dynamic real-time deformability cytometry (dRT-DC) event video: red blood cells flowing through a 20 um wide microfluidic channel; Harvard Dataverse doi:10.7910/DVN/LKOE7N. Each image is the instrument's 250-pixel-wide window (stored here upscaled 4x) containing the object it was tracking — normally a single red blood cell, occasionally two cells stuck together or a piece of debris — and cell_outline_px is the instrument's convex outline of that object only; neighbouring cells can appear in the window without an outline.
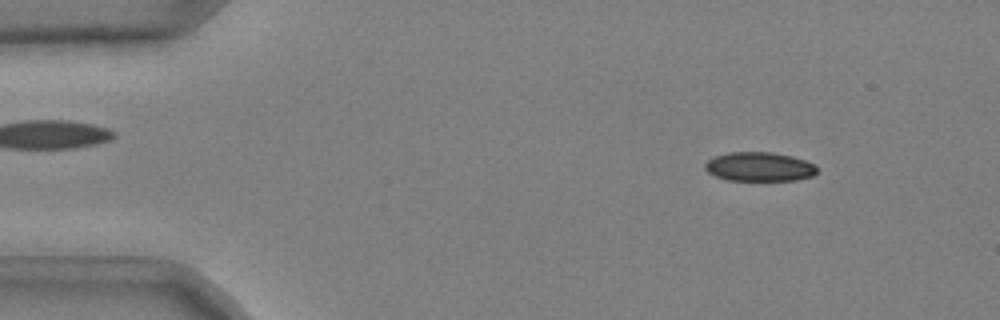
{"species": "common noctule bat (a hibernating species)", "species_latin": "Nyctalus noctula", "temperature_condition": "cold", "stored_images_in_passage": 50, "camera_frame_rate_fps": 3000, "um_per_image_px": 0.085, "animal": {"sex": "male", "body_mass_g": 20.4}, "frame": {"image": 1, "passage_image": 6, "time_ms": 1.667, "image_size_px": [1000, 320], "cell_outline_px": [[820, 168], [812, 176], [796, 180], [728, 180], [716, 176], [708, 172], [704, 168], [704, 164], [712, 156], [728, 152], [772, 152], [792, 156], [816, 164]], "centroid_in_image_um": [64.55, 14.16], "position_along_channel_um": 20.4, "area_um2": 19.19}}
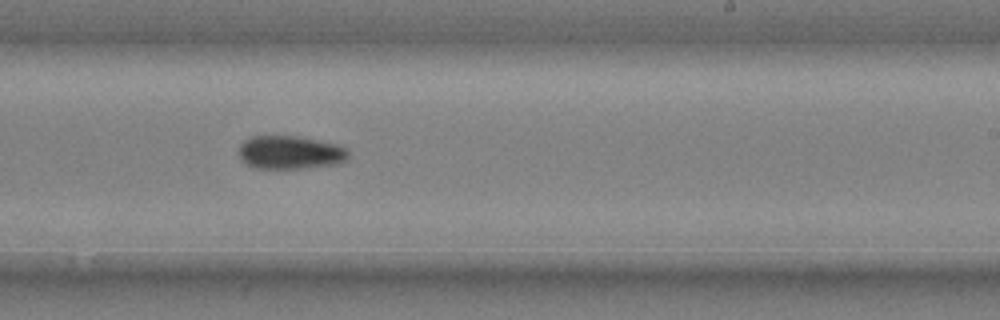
{"frame": {"image": 2, "passage_image": 32, "time_ms": 10.333, "image_size_px": [1000, 320], "cell_outline_px": [[348, 160], [340, 164], [304, 168], [256, 168], [240, 160], [240, 144], [248, 136], [296, 136], [340, 144], [348, 148]], "centroid_in_image_um": [24.72, 12.95], "position_along_channel_um": 264.3, "area_um2": 21.56}}
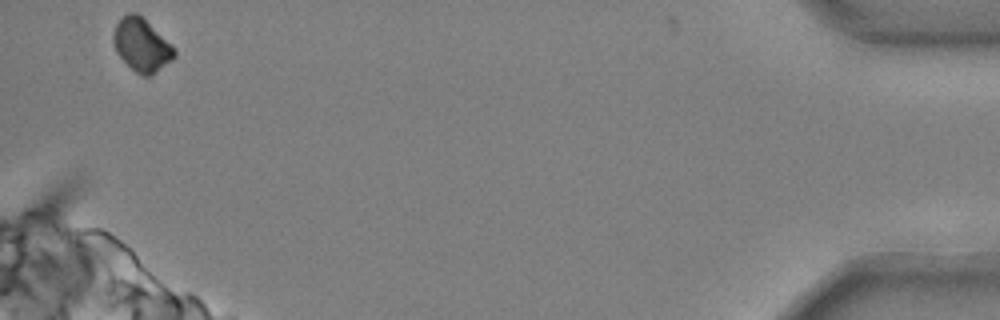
{"frame": {"image": 3, "passage_image": 50, "time_ms": 16.333, "image_size_px": [1000, 320], "cell_outline_px": [[176, 56], [172, 60], [152, 76], [144, 76], [136, 72], [116, 52], [112, 40], [112, 36], [116, 24], [128, 12], [136, 12], [172, 44], [176, 48]], "centroid_in_image_um": [12.06, 3.83], "position_along_channel_um": 423.1, "area_um2": 18.73}, "authors_computed_cell_mechanics": {"area_um2": 20.5768, "velocity_mm_per_s": 3.7284, "shape_relaxation_time_tau1_ms": 5.0239, "shape_relaxation_time_tau2_ms": null, "deformation_change_tau1": 0.0924, "deformation_change_tau2": null}}